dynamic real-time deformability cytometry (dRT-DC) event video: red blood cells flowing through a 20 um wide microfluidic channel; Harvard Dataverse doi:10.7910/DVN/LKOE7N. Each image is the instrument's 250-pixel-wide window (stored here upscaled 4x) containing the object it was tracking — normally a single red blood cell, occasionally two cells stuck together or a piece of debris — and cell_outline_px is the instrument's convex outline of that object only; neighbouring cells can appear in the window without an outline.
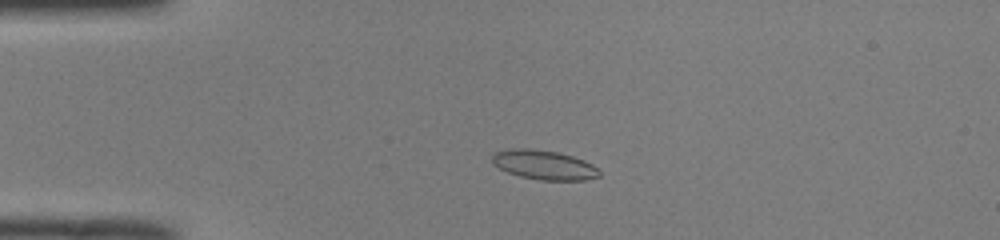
{"species": "common noctule bat (a hibernating species)", "species_latin": "Nyctalus noctula", "temperature_condition": "room temperature", "stored_images_in_passage": 47, "camera_frame_rate_fps": 3000, "um_per_image_px": 0.085, "animal": {"sex": "male", "body_mass_g": 19.0, "forearm_length_mm": 50.8}, "frame": {"image": 1, "passage_image": 9, "time_ms": 2.667, "image_size_px": [1000, 240], "cell_outline_px": [[600, 176], [584, 180], [540, 180], [520, 176], [508, 172], [492, 164], [492, 156], [496, 152], [512, 148], [524, 148], [556, 152], [572, 156], [584, 160], [592, 164], [600, 172]], "centroid_in_image_um": [46.23, 14.02], "position_along_channel_um": 38.8, "area_um2": 18.15}}
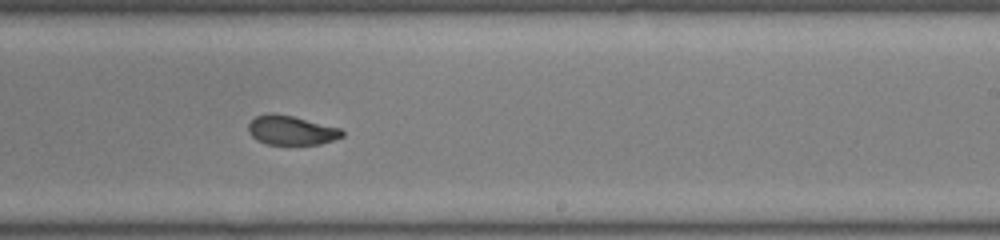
{"frame": {"image": 2, "passage_image": 28, "time_ms": 9.0, "image_size_px": [1000, 240], "cell_outline_px": [[344, 136], [320, 144], [268, 144], [256, 140], [248, 132], [248, 124], [256, 116], [292, 116], [340, 128], [344, 132]], "centroid_in_image_um": [24.79, 11.11], "position_along_channel_um": 264.2, "area_um2": 15.37}}
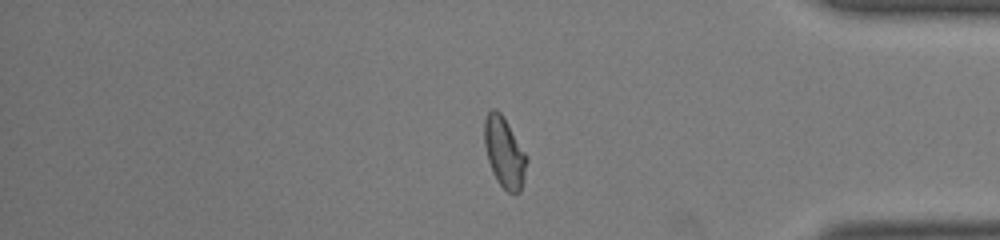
{"frame": {"image": 3, "passage_image": 39, "time_ms": 12.667, "image_size_px": [1000, 240], "cell_outline_px": [[528, 160], [524, 180], [520, 192], [508, 192], [496, 180], [492, 172], [488, 160], [484, 144], [484, 120], [488, 112], [492, 108], [496, 108], [504, 116], [528, 156]], "centroid_in_image_um": [42.88, 12.93], "position_along_channel_um": 392.3, "area_um2": 17.63}, "authors_computed_cell_mechanics": {"area_um2": 17.4556, "velocity_mm_per_s": 4.0932, "shape_relaxation_time_tau1_ms": null, "shape_relaxation_time_tau2_ms": 1.8273, "deformation_change_tau1": null, "deformation_change_tau2": 0.0704}}